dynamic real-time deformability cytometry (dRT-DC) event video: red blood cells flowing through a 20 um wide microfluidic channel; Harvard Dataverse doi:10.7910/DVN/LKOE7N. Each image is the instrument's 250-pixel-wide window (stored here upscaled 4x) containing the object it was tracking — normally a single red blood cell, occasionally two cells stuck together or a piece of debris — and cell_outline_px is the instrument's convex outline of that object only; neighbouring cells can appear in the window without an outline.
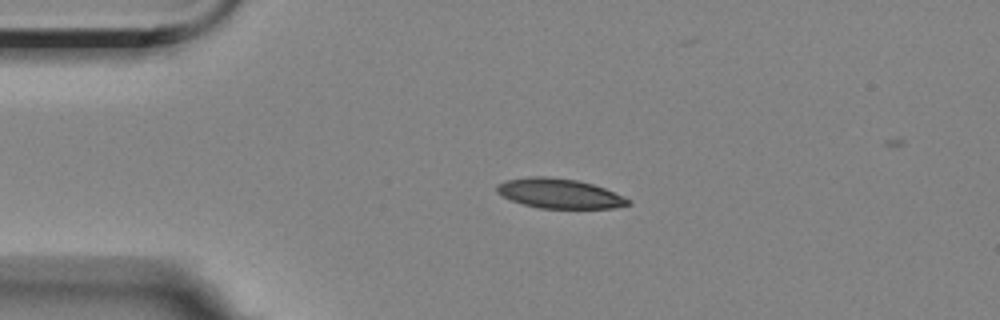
{"species": "Egyptian fruit bat (a non-hibernating species)", "species_latin": "Rousettus aegyptiacus", "temperature_condition": "room temperature", "stored_images_in_passage": 45, "camera_frame_rate_fps": 3000, "um_per_image_px": 0.085, "animal": {"sex": "female"}, "frame": {"image": 1, "passage_image": 1, "time_ms": 0.0, "image_size_px": [1000, 320], "cell_outline_px": [[632, 204], [612, 208], [540, 208], [524, 204], [512, 200], [496, 192], [496, 184], [504, 180], [528, 176], [548, 176], [576, 180], [592, 184], [604, 188], [632, 200]], "centroid_in_image_um": [47.53, 16.43], "position_along_channel_um": 37.5, "area_um2": 22.72}}
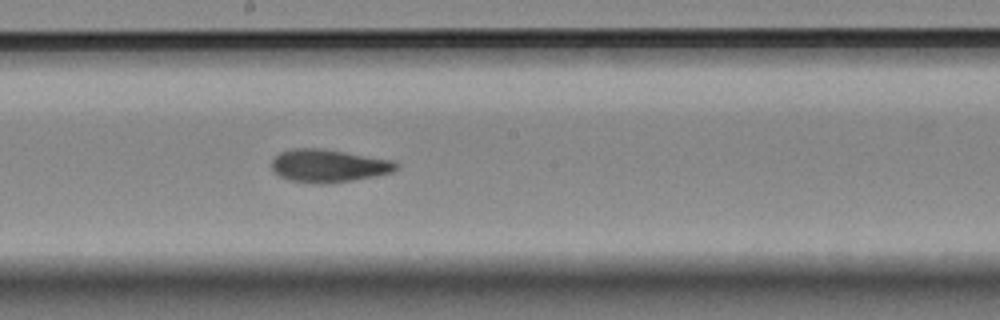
{"frame": {"image": 2, "passage_image": 19, "time_ms": 6.0, "image_size_px": [1000, 320], "cell_outline_px": [[396, 168], [392, 172], [376, 176], [352, 180], [324, 184], [316, 184], [288, 180], [280, 176], [272, 168], [272, 160], [280, 152], [292, 148], [320, 148], [396, 160]], "centroid_in_image_um": [27.92, 14.09], "position_along_channel_um": 220.3, "area_um2": 23.87}}
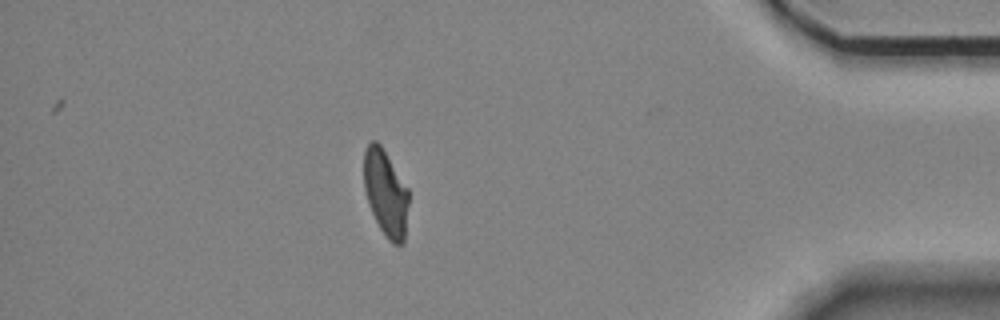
{"frame": {"image": 3, "passage_image": 38, "time_ms": 12.333, "image_size_px": [1000, 320], "cell_outline_px": [[408, 204], [404, 240], [400, 244], [392, 244], [388, 240], [380, 228], [368, 204], [364, 188], [364, 152], [368, 144], [372, 140], [376, 140], [380, 144], [408, 188]], "centroid_in_image_um": [32.77, 16.4], "position_along_channel_um": 402.4, "area_um2": 22.31}, "authors_computed_cell_mechanics": {"area_um2": 23.5246, "velocity_mm_per_s": 3.534, "shape_relaxation_time_tau1_ms": 7.4194, "shape_relaxation_time_tau2_ms": 2.0678, "deformation_change_tau1": 0.1875, "deformation_change_tau2": 0.0864}}